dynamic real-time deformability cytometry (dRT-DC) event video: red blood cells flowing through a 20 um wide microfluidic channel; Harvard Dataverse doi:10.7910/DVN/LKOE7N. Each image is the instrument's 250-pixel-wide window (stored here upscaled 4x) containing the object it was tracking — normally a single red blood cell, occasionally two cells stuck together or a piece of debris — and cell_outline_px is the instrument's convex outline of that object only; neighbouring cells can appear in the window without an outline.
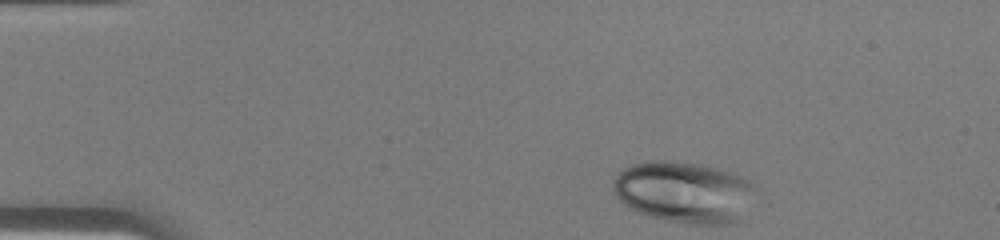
{"species": "human", "species_latin": "Homo sapiens", "temperature_condition": "warm", "stored_images_in_passage": 37, "camera_frame_rate_fps": 3000, "um_per_image_px": 0.085, "donor": {"sex": "male"}, "frame": {"image": 1, "passage_image": 1, "time_ms": 0.0, "image_size_px": [1000, 240], "cell_outline_px": [[756, 188], [740, 220], [736, 224], [692, 224], [668, 220], [648, 216], [636, 212], [628, 208], [616, 196], [612, 184], [612, 180], [616, 172], [632, 164], [644, 160], [668, 160], [700, 164], [732, 172], [752, 180]], "centroid_in_image_um": [58.11, 16.31], "position_along_channel_um": 26.9, "area_um2": 51.56}}
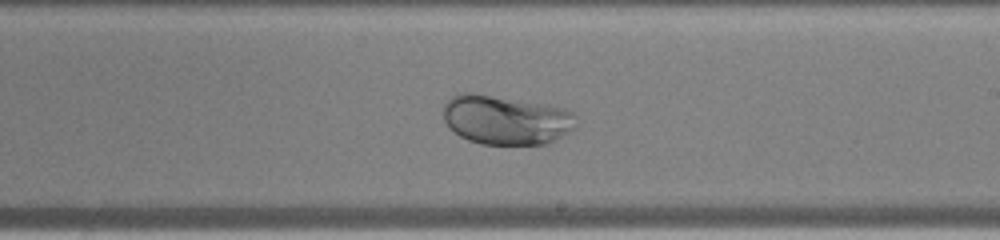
{"frame": {"image": 2, "passage_image": 20, "time_ms": 6.333, "image_size_px": [1000, 240], "cell_outline_px": [[576, 128], [548, 144], [480, 144], [468, 140], [460, 136], [448, 128], [444, 120], [444, 104], [452, 96], [460, 92], [472, 92], [560, 108], [572, 112], [576, 116]], "centroid_in_image_um": [42.97, 10.21], "position_along_channel_um": 246.0, "area_um2": 37.97}}
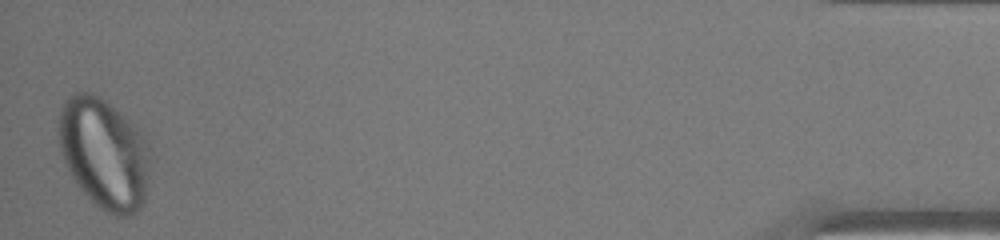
{"frame": {"image": 3, "passage_image": 37, "time_ms": 12.0, "image_size_px": [1000, 240], "cell_outline_px": [[152, 156], [144, 204], [136, 212], [128, 216], [116, 216], [100, 208], [80, 188], [72, 176], [60, 152], [56, 128], [60, 108], [64, 100], [68, 96], [76, 92], [92, 92], [104, 100], [132, 124], [144, 136]], "centroid_in_image_um": [8.84, 13.04], "position_along_channel_um": 426.4, "area_um2": 59.42}}